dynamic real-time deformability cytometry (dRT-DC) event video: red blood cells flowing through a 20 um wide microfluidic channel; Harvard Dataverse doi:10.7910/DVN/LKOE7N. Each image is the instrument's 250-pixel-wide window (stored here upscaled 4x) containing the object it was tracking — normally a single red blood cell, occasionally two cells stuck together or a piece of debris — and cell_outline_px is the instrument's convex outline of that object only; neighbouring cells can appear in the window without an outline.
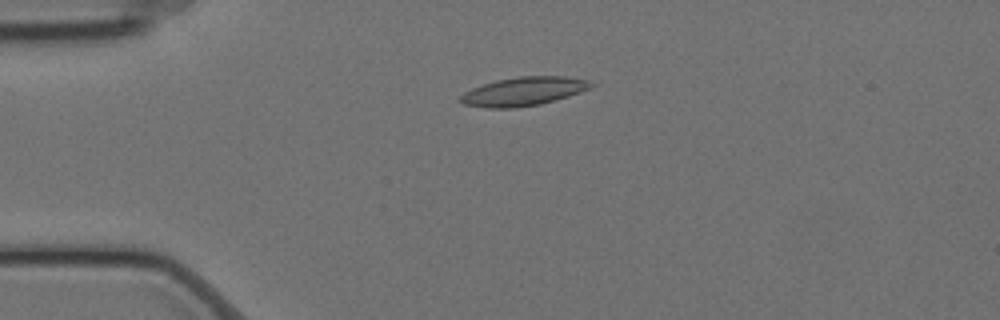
{"species": "Egyptian fruit bat (a non-hibernating species)", "species_latin": "Rousettus aegyptiacus", "temperature_condition": "cold", "stored_images_in_passage": 22, "camera_frame_rate_fps": 3000, "um_per_image_px": 0.085, "animal": {"sex": "female"}, "frame": {"image": 1, "passage_image": 5, "time_ms": 1.333, "image_size_px": [1000, 320], "cell_outline_px": [[596, 84], [592, 88], [556, 100], [540, 104], [512, 108], [488, 108], [464, 104], [460, 100], [460, 96], [464, 92], [472, 88], [496, 80], [520, 76], [564, 76], [588, 80]], "centroid_in_image_um": [44.53, 7.76], "position_along_channel_um": 40.5, "area_um2": 21.79}}
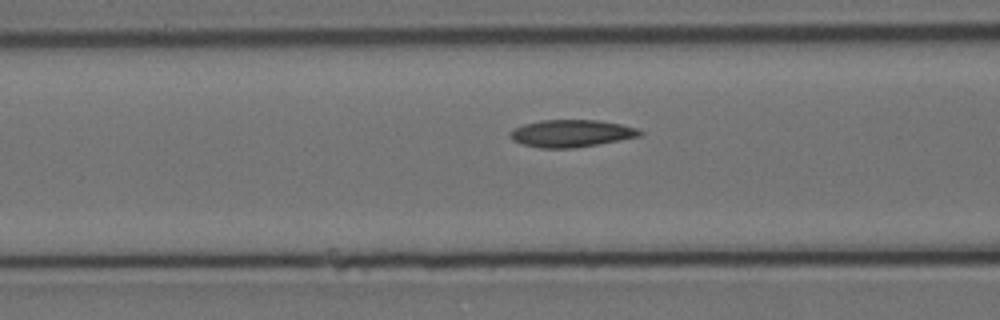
{"frame": {"image": 2, "passage_image": 14, "time_ms": 4.333, "image_size_px": [1000, 320], "cell_outline_px": [[644, 136], [572, 148], [540, 148], [524, 144], [512, 140], [508, 136], [508, 132], [512, 128], [524, 124], [540, 120], [600, 120], [620, 124], [636, 128], [644, 132]], "centroid_in_image_um": [48.55, 11.33], "position_along_channel_um": 118.1, "area_um2": 20.75}}
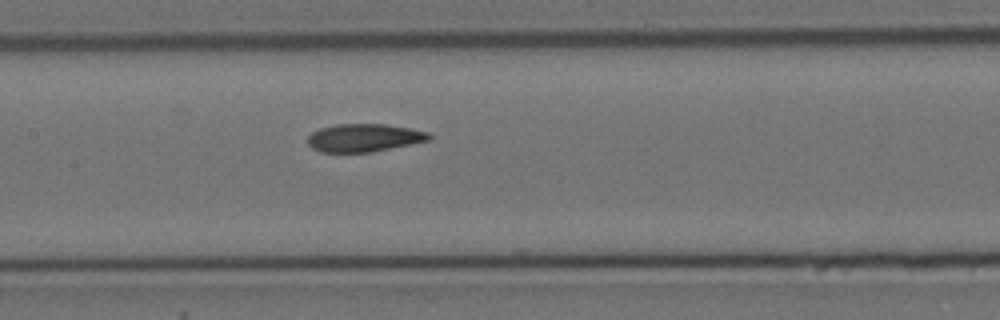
{"frame": {"image": 3, "passage_image": 19, "time_ms": 6.0, "image_size_px": [1000, 320], "cell_outline_px": [[432, 136], [428, 140], [372, 152], [320, 152], [312, 148], [308, 144], [308, 136], [312, 132], [320, 128], [336, 124], [384, 124], [412, 128], [428, 132]], "centroid_in_image_um": [30.92, 11.7], "position_along_channel_um": 176.5, "area_um2": 19.71}}